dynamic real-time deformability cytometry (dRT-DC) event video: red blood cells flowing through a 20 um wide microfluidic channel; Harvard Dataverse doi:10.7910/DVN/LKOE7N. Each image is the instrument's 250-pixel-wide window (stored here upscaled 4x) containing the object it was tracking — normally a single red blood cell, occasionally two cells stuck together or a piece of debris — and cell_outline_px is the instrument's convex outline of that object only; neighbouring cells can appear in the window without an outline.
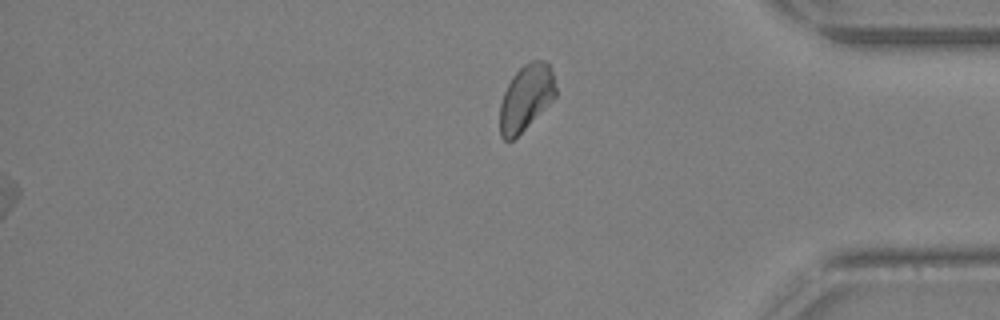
{"species": "Egyptian fruit bat (a non-hibernating species)", "species_latin": "Rousettus aegyptiacus", "temperature_condition": "warm", "stored_images_in_passage": 25, "segment_of_instrument_passage": [2, 2], "camera_frame_rate_fps": 3000, "um_per_image_px": 0.085, "animal": {"sex": "female"}, "frame": {"image": 1, "passage_image": 25, "time_ms": 8.0, "image_size_px": [1000, 320], "cell_outline_px": [[556, 96], [512, 140], [504, 140], [500, 136], [500, 104], [504, 92], [512, 76], [524, 64], [532, 60], [548, 60], [552, 72], [556, 88]], "centroid_in_image_um": [44.7, 8.26], "position_along_channel_um": 390.5, "area_um2": 21.1}}